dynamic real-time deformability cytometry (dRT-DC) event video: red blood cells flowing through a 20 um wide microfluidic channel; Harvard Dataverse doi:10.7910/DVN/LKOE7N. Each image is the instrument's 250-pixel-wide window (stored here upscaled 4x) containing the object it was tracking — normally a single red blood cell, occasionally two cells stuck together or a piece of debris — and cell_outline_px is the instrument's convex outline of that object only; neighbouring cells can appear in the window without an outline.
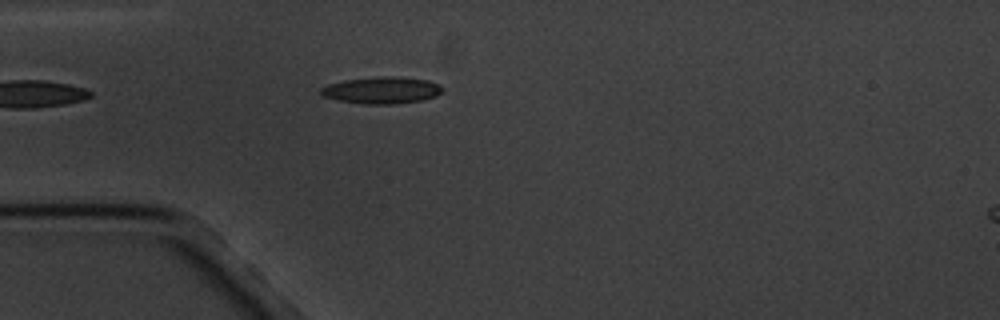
{"species": "common noctule bat (a hibernating species)", "species_latin": "Nyctalus noctula", "temperature_condition": "cold", "stored_images_in_passage": 1, "camera_frame_rate_fps": 3000, "um_per_image_px": 0.085, "animal": {"sex": "male", "body_mass_g": 20.1, "forearm_length_mm": 53.5}, "frame": {"image": 1, "passage_image": 1, "time_ms": 0.0, "image_size_px": [1000, 320], "cell_outline_px": [[444, 88], [436, 96], [424, 100], [396, 104], [364, 104], [340, 100], [324, 96], [320, 92], [320, 88], [328, 84], [344, 80], [376, 76], [392, 76], [428, 80], [440, 84]], "centroid_in_image_um": [32.48, 7.66], "position_along_channel_um": 52.5, "area_um2": 19.07}}